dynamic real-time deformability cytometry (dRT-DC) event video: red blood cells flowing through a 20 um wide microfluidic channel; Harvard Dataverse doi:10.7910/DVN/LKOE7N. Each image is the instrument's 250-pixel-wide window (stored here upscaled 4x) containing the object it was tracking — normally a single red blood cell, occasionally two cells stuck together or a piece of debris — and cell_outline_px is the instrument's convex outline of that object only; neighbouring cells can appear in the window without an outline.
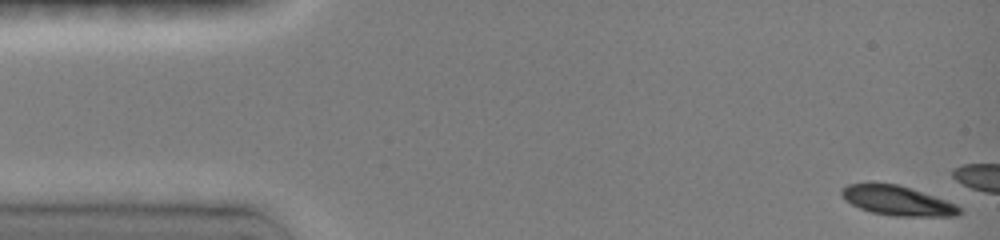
{"species": "common noctule bat (a hibernating species)", "species_latin": "Nyctalus noctula", "temperature_condition": "room temperature", "stored_images_in_passage": 9, "camera_frame_rate_fps": 3000, "um_per_image_px": 0.085, "animal": {"sex": "female", "body_mass_g": 19.0, "forearm_length_mm": 51.5}, "frame": {"image": 1, "passage_image": 1, "time_ms": 0.0, "image_size_px": [1000, 240], "cell_outline_px": [[960, 212], [956, 216], [892, 216], [872, 212], [860, 208], [844, 200], [840, 196], [840, 188], [848, 184], [868, 180], [872, 180], [900, 184], [956, 204], [960, 208]], "centroid_in_image_um": [76.16, 17.0], "position_along_channel_um": 8.8, "area_um2": 20.98}}